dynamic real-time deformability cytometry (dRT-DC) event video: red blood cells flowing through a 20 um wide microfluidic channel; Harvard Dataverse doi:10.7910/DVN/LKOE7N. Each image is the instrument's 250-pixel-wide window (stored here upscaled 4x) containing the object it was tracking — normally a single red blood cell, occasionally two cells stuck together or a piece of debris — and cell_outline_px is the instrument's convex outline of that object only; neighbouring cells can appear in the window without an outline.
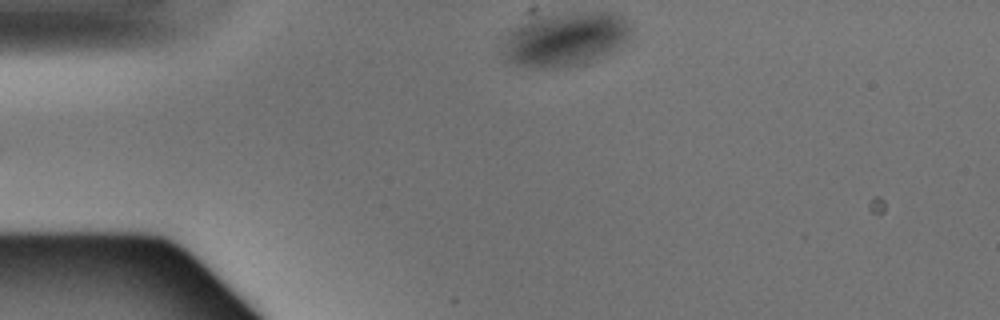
{"species": "Egyptian fruit bat (a non-hibernating species)", "species_latin": "Rousettus aegyptiacus", "temperature_condition": "warm", "stored_images_in_passage": 5, "camera_frame_rate_fps": 3000, "um_per_image_px": 0.085, "animal": {"sex": "male"}, "frame": {"image": 1, "passage_image": 5, "time_ms": 1.333, "image_size_px": [1000, 320], "cell_outline_px": [[632, 32], [624, 44], [604, 56], [584, 64], [556, 68], [528, 68], [504, 60], [500, 48], [504, 40], [520, 24], [528, 20], [540, 16], [572, 12], [620, 12], [632, 24]], "centroid_in_image_um": [48.1, 3.33], "position_along_channel_um": 36.9, "area_um2": 41.1}}